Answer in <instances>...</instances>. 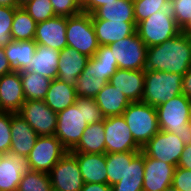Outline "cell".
Returning a JSON list of instances; mask_svg holds the SVG:
<instances>
[{"label":"cell","instance_id":"25","mask_svg":"<svg viewBox=\"0 0 191 191\" xmlns=\"http://www.w3.org/2000/svg\"><path fill=\"white\" fill-rule=\"evenodd\" d=\"M104 117L122 115L131 103L125 95L109 82L94 98Z\"/></svg>","mask_w":191,"mask_h":191},{"label":"cell","instance_id":"40","mask_svg":"<svg viewBox=\"0 0 191 191\" xmlns=\"http://www.w3.org/2000/svg\"><path fill=\"white\" fill-rule=\"evenodd\" d=\"M56 16L70 17L82 10L75 0H50Z\"/></svg>","mask_w":191,"mask_h":191},{"label":"cell","instance_id":"49","mask_svg":"<svg viewBox=\"0 0 191 191\" xmlns=\"http://www.w3.org/2000/svg\"><path fill=\"white\" fill-rule=\"evenodd\" d=\"M0 6L18 8L17 0H0Z\"/></svg>","mask_w":191,"mask_h":191},{"label":"cell","instance_id":"34","mask_svg":"<svg viewBox=\"0 0 191 191\" xmlns=\"http://www.w3.org/2000/svg\"><path fill=\"white\" fill-rule=\"evenodd\" d=\"M107 184L118 183L126 172V152L106 153Z\"/></svg>","mask_w":191,"mask_h":191},{"label":"cell","instance_id":"48","mask_svg":"<svg viewBox=\"0 0 191 191\" xmlns=\"http://www.w3.org/2000/svg\"><path fill=\"white\" fill-rule=\"evenodd\" d=\"M183 142L184 146L191 144V125L190 123L184 125V129L176 134Z\"/></svg>","mask_w":191,"mask_h":191},{"label":"cell","instance_id":"33","mask_svg":"<svg viewBox=\"0 0 191 191\" xmlns=\"http://www.w3.org/2000/svg\"><path fill=\"white\" fill-rule=\"evenodd\" d=\"M17 191H53L49 173L28 170L22 175Z\"/></svg>","mask_w":191,"mask_h":191},{"label":"cell","instance_id":"8","mask_svg":"<svg viewBox=\"0 0 191 191\" xmlns=\"http://www.w3.org/2000/svg\"><path fill=\"white\" fill-rule=\"evenodd\" d=\"M120 69L145 70L147 46L137 32L107 45Z\"/></svg>","mask_w":191,"mask_h":191},{"label":"cell","instance_id":"41","mask_svg":"<svg viewBox=\"0 0 191 191\" xmlns=\"http://www.w3.org/2000/svg\"><path fill=\"white\" fill-rule=\"evenodd\" d=\"M171 185L179 191H191V170L176 167Z\"/></svg>","mask_w":191,"mask_h":191},{"label":"cell","instance_id":"35","mask_svg":"<svg viewBox=\"0 0 191 191\" xmlns=\"http://www.w3.org/2000/svg\"><path fill=\"white\" fill-rule=\"evenodd\" d=\"M170 9L177 26L191 36V0H170Z\"/></svg>","mask_w":191,"mask_h":191},{"label":"cell","instance_id":"18","mask_svg":"<svg viewBox=\"0 0 191 191\" xmlns=\"http://www.w3.org/2000/svg\"><path fill=\"white\" fill-rule=\"evenodd\" d=\"M25 101L20 72L0 77V111L18 113Z\"/></svg>","mask_w":191,"mask_h":191},{"label":"cell","instance_id":"47","mask_svg":"<svg viewBox=\"0 0 191 191\" xmlns=\"http://www.w3.org/2000/svg\"><path fill=\"white\" fill-rule=\"evenodd\" d=\"M182 92L187 98H191V67L183 75Z\"/></svg>","mask_w":191,"mask_h":191},{"label":"cell","instance_id":"3","mask_svg":"<svg viewBox=\"0 0 191 191\" xmlns=\"http://www.w3.org/2000/svg\"><path fill=\"white\" fill-rule=\"evenodd\" d=\"M182 82V74L145 70L142 102L158 107L173 97L183 94Z\"/></svg>","mask_w":191,"mask_h":191},{"label":"cell","instance_id":"13","mask_svg":"<svg viewBox=\"0 0 191 191\" xmlns=\"http://www.w3.org/2000/svg\"><path fill=\"white\" fill-rule=\"evenodd\" d=\"M49 176L53 191H80L84 185L78 161L70 151L53 166Z\"/></svg>","mask_w":191,"mask_h":191},{"label":"cell","instance_id":"16","mask_svg":"<svg viewBox=\"0 0 191 191\" xmlns=\"http://www.w3.org/2000/svg\"><path fill=\"white\" fill-rule=\"evenodd\" d=\"M175 168L144 154L143 191H163L171 186Z\"/></svg>","mask_w":191,"mask_h":191},{"label":"cell","instance_id":"27","mask_svg":"<svg viewBox=\"0 0 191 191\" xmlns=\"http://www.w3.org/2000/svg\"><path fill=\"white\" fill-rule=\"evenodd\" d=\"M76 98L75 86L56 78L51 81L44 102L55 113H58L74 105Z\"/></svg>","mask_w":191,"mask_h":191},{"label":"cell","instance_id":"22","mask_svg":"<svg viewBox=\"0 0 191 191\" xmlns=\"http://www.w3.org/2000/svg\"><path fill=\"white\" fill-rule=\"evenodd\" d=\"M28 170L25 157L5 154L0 162V191H17L22 175Z\"/></svg>","mask_w":191,"mask_h":191},{"label":"cell","instance_id":"54","mask_svg":"<svg viewBox=\"0 0 191 191\" xmlns=\"http://www.w3.org/2000/svg\"><path fill=\"white\" fill-rule=\"evenodd\" d=\"M4 155H5V154L0 153V162H1L2 158L4 157Z\"/></svg>","mask_w":191,"mask_h":191},{"label":"cell","instance_id":"24","mask_svg":"<svg viewBox=\"0 0 191 191\" xmlns=\"http://www.w3.org/2000/svg\"><path fill=\"white\" fill-rule=\"evenodd\" d=\"M99 45H109L136 32V22L92 20Z\"/></svg>","mask_w":191,"mask_h":191},{"label":"cell","instance_id":"43","mask_svg":"<svg viewBox=\"0 0 191 191\" xmlns=\"http://www.w3.org/2000/svg\"><path fill=\"white\" fill-rule=\"evenodd\" d=\"M117 2V0H85L84 5L81 7L83 12L92 14L96 9L107 3Z\"/></svg>","mask_w":191,"mask_h":191},{"label":"cell","instance_id":"30","mask_svg":"<svg viewBox=\"0 0 191 191\" xmlns=\"http://www.w3.org/2000/svg\"><path fill=\"white\" fill-rule=\"evenodd\" d=\"M70 152L80 153H106L104 120L89 124L83 131L78 145Z\"/></svg>","mask_w":191,"mask_h":191},{"label":"cell","instance_id":"26","mask_svg":"<svg viewBox=\"0 0 191 191\" xmlns=\"http://www.w3.org/2000/svg\"><path fill=\"white\" fill-rule=\"evenodd\" d=\"M37 43L34 40H13L4 47L5 56L14 71H29V63L35 55Z\"/></svg>","mask_w":191,"mask_h":191},{"label":"cell","instance_id":"2","mask_svg":"<svg viewBox=\"0 0 191 191\" xmlns=\"http://www.w3.org/2000/svg\"><path fill=\"white\" fill-rule=\"evenodd\" d=\"M117 69V61L112 56L110 48L106 45H99L95 55L89 58L75 83L76 96L94 99Z\"/></svg>","mask_w":191,"mask_h":191},{"label":"cell","instance_id":"12","mask_svg":"<svg viewBox=\"0 0 191 191\" xmlns=\"http://www.w3.org/2000/svg\"><path fill=\"white\" fill-rule=\"evenodd\" d=\"M38 136H53L57 128V113L44 100H26L18 112Z\"/></svg>","mask_w":191,"mask_h":191},{"label":"cell","instance_id":"10","mask_svg":"<svg viewBox=\"0 0 191 191\" xmlns=\"http://www.w3.org/2000/svg\"><path fill=\"white\" fill-rule=\"evenodd\" d=\"M106 153L141 151L122 115L104 118Z\"/></svg>","mask_w":191,"mask_h":191},{"label":"cell","instance_id":"38","mask_svg":"<svg viewBox=\"0 0 191 191\" xmlns=\"http://www.w3.org/2000/svg\"><path fill=\"white\" fill-rule=\"evenodd\" d=\"M16 9L0 6V47H5L13 41L11 28Z\"/></svg>","mask_w":191,"mask_h":191},{"label":"cell","instance_id":"50","mask_svg":"<svg viewBox=\"0 0 191 191\" xmlns=\"http://www.w3.org/2000/svg\"><path fill=\"white\" fill-rule=\"evenodd\" d=\"M31 0H17L18 8L25 6Z\"/></svg>","mask_w":191,"mask_h":191},{"label":"cell","instance_id":"28","mask_svg":"<svg viewBox=\"0 0 191 191\" xmlns=\"http://www.w3.org/2000/svg\"><path fill=\"white\" fill-rule=\"evenodd\" d=\"M60 51L37 44L36 52L29 63V71L36 72L51 80L57 78Z\"/></svg>","mask_w":191,"mask_h":191},{"label":"cell","instance_id":"21","mask_svg":"<svg viewBox=\"0 0 191 191\" xmlns=\"http://www.w3.org/2000/svg\"><path fill=\"white\" fill-rule=\"evenodd\" d=\"M89 57L79 53L72 47L66 46L59 54L57 78L68 85L75 86L78 77L88 63Z\"/></svg>","mask_w":191,"mask_h":191},{"label":"cell","instance_id":"51","mask_svg":"<svg viewBox=\"0 0 191 191\" xmlns=\"http://www.w3.org/2000/svg\"><path fill=\"white\" fill-rule=\"evenodd\" d=\"M163 191H179L177 188H175L174 186H169V187H167L165 190H163Z\"/></svg>","mask_w":191,"mask_h":191},{"label":"cell","instance_id":"9","mask_svg":"<svg viewBox=\"0 0 191 191\" xmlns=\"http://www.w3.org/2000/svg\"><path fill=\"white\" fill-rule=\"evenodd\" d=\"M67 153L55 136H38L36 144L26 157L29 170L49 173L53 166Z\"/></svg>","mask_w":191,"mask_h":191},{"label":"cell","instance_id":"45","mask_svg":"<svg viewBox=\"0 0 191 191\" xmlns=\"http://www.w3.org/2000/svg\"><path fill=\"white\" fill-rule=\"evenodd\" d=\"M14 71L5 56L4 47H0V77Z\"/></svg>","mask_w":191,"mask_h":191},{"label":"cell","instance_id":"37","mask_svg":"<svg viewBox=\"0 0 191 191\" xmlns=\"http://www.w3.org/2000/svg\"><path fill=\"white\" fill-rule=\"evenodd\" d=\"M22 8L36 23L46 21L56 16L50 0H31Z\"/></svg>","mask_w":191,"mask_h":191},{"label":"cell","instance_id":"14","mask_svg":"<svg viewBox=\"0 0 191 191\" xmlns=\"http://www.w3.org/2000/svg\"><path fill=\"white\" fill-rule=\"evenodd\" d=\"M183 149L184 144L176 134L159 130L141 151L148 157L177 167Z\"/></svg>","mask_w":191,"mask_h":191},{"label":"cell","instance_id":"46","mask_svg":"<svg viewBox=\"0 0 191 191\" xmlns=\"http://www.w3.org/2000/svg\"><path fill=\"white\" fill-rule=\"evenodd\" d=\"M80 191H112V187L107 183H84Z\"/></svg>","mask_w":191,"mask_h":191},{"label":"cell","instance_id":"19","mask_svg":"<svg viewBox=\"0 0 191 191\" xmlns=\"http://www.w3.org/2000/svg\"><path fill=\"white\" fill-rule=\"evenodd\" d=\"M145 81V70L118 68L109 79V83L122 92L130 102L142 101Z\"/></svg>","mask_w":191,"mask_h":191},{"label":"cell","instance_id":"52","mask_svg":"<svg viewBox=\"0 0 191 191\" xmlns=\"http://www.w3.org/2000/svg\"><path fill=\"white\" fill-rule=\"evenodd\" d=\"M76 1V3L80 6V7H82L83 5H84V3H85V0H75Z\"/></svg>","mask_w":191,"mask_h":191},{"label":"cell","instance_id":"39","mask_svg":"<svg viewBox=\"0 0 191 191\" xmlns=\"http://www.w3.org/2000/svg\"><path fill=\"white\" fill-rule=\"evenodd\" d=\"M11 145V112L0 111V153L9 154Z\"/></svg>","mask_w":191,"mask_h":191},{"label":"cell","instance_id":"15","mask_svg":"<svg viewBox=\"0 0 191 191\" xmlns=\"http://www.w3.org/2000/svg\"><path fill=\"white\" fill-rule=\"evenodd\" d=\"M67 17L55 16L37 23L34 41L37 44L61 51L67 46Z\"/></svg>","mask_w":191,"mask_h":191},{"label":"cell","instance_id":"42","mask_svg":"<svg viewBox=\"0 0 191 191\" xmlns=\"http://www.w3.org/2000/svg\"><path fill=\"white\" fill-rule=\"evenodd\" d=\"M84 114L88 125L103 121L105 118L97 103L92 98H84Z\"/></svg>","mask_w":191,"mask_h":191},{"label":"cell","instance_id":"1","mask_svg":"<svg viewBox=\"0 0 191 191\" xmlns=\"http://www.w3.org/2000/svg\"><path fill=\"white\" fill-rule=\"evenodd\" d=\"M191 67V36L179 32L173 39L147 47L145 70L184 75Z\"/></svg>","mask_w":191,"mask_h":191},{"label":"cell","instance_id":"5","mask_svg":"<svg viewBox=\"0 0 191 191\" xmlns=\"http://www.w3.org/2000/svg\"><path fill=\"white\" fill-rule=\"evenodd\" d=\"M87 126L84 97H77L74 105L57 113V128L54 135L67 151H72L80 142Z\"/></svg>","mask_w":191,"mask_h":191},{"label":"cell","instance_id":"53","mask_svg":"<svg viewBox=\"0 0 191 191\" xmlns=\"http://www.w3.org/2000/svg\"><path fill=\"white\" fill-rule=\"evenodd\" d=\"M189 123L191 125V98H190V104H189Z\"/></svg>","mask_w":191,"mask_h":191},{"label":"cell","instance_id":"23","mask_svg":"<svg viewBox=\"0 0 191 191\" xmlns=\"http://www.w3.org/2000/svg\"><path fill=\"white\" fill-rule=\"evenodd\" d=\"M71 153L78 161L84 183H107L106 153Z\"/></svg>","mask_w":191,"mask_h":191},{"label":"cell","instance_id":"31","mask_svg":"<svg viewBox=\"0 0 191 191\" xmlns=\"http://www.w3.org/2000/svg\"><path fill=\"white\" fill-rule=\"evenodd\" d=\"M20 77L25 100H44L51 79L33 71H21Z\"/></svg>","mask_w":191,"mask_h":191},{"label":"cell","instance_id":"20","mask_svg":"<svg viewBox=\"0 0 191 191\" xmlns=\"http://www.w3.org/2000/svg\"><path fill=\"white\" fill-rule=\"evenodd\" d=\"M144 153L142 151L126 152V172L112 191H143Z\"/></svg>","mask_w":191,"mask_h":191},{"label":"cell","instance_id":"32","mask_svg":"<svg viewBox=\"0 0 191 191\" xmlns=\"http://www.w3.org/2000/svg\"><path fill=\"white\" fill-rule=\"evenodd\" d=\"M37 23L31 16L22 8L15 10L11 36L15 41L34 40Z\"/></svg>","mask_w":191,"mask_h":191},{"label":"cell","instance_id":"4","mask_svg":"<svg viewBox=\"0 0 191 191\" xmlns=\"http://www.w3.org/2000/svg\"><path fill=\"white\" fill-rule=\"evenodd\" d=\"M122 116L141 148L160 130L156 107L145 102H131Z\"/></svg>","mask_w":191,"mask_h":191},{"label":"cell","instance_id":"36","mask_svg":"<svg viewBox=\"0 0 191 191\" xmlns=\"http://www.w3.org/2000/svg\"><path fill=\"white\" fill-rule=\"evenodd\" d=\"M136 24L147 19L157 11L170 8V0H133Z\"/></svg>","mask_w":191,"mask_h":191},{"label":"cell","instance_id":"7","mask_svg":"<svg viewBox=\"0 0 191 191\" xmlns=\"http://www.w3.org/2000/svg\"><path fill=\"white\" fill-rule=\"evenodd\" d=\"M67 46L91 58L99 48V43L93 27L92 16L81 11L79 14L67 17Z\"/></svg>","mask_w":191,"mask_h":191},{"label":"cell","instance_id":"17","mask_svg":"<svg viewBox=\"0 0 191 191\" xmlns=\"http://www.w3.org/2000/svg\"><path fill=\"white\" fill-rule=\"evenodd\" d=\"M38 134L19 113L11 112V145L9 154L27 157L36 144Z\"/></svg>","mask_w":191,"mask_h":191},{"label":"cell","instance_id":"29","mask_svg":"<svg viewBox=\"0 0 191 191\" xmlns=\"http://www.w3.org/2000/svg\"><path fill=\"white\" fill-rule=\"evenodd\" d=\"M91 16L92 20L136 22L133 0H117V2L107 3L96 9Z\"/></svg>","mask_w":191,"mask_h":191},{"label":"cell","instance_id":"6","mask_svg":"<svg viewBox=\"0 0 191 191\" xmlns=\"http://www.w3.org/2000/svg\"><path fill=\"white\" fill-rule=\"evenodd\" d=\"M136 32L147 47L160 45L173 39L181 29L177 26L171 9L157 11L136 24Z\"/></svg>","mask_w":191,"mask_h":191},{"label":"cell","instance_id":"44","mask_svg":"<svg viewBox=\"0 0 191 191\" xmlns=\"http://www.w3.org/2000/svg\"><path fill=\"white\" fill-rule=\"evenodd\" d=\"M177 167L191 170V144L184 146Z\"/></svg>","mask_w":191,"mask_h":191},{"label":"cell","instance_id":"11","mask_svg":"<svg viewBox=\"0 0 191 191\" xmlns=\"http://www.w3.org/2000/svg\"><path fill=\"white\" fill-rule=\"evenodd\" d=\"M189 104L190 98L180 94L156 107L160 130L177 134L184 129L189 123Z\"/></svg>","mask_w":191,"mask_h":191}]
</instances>
